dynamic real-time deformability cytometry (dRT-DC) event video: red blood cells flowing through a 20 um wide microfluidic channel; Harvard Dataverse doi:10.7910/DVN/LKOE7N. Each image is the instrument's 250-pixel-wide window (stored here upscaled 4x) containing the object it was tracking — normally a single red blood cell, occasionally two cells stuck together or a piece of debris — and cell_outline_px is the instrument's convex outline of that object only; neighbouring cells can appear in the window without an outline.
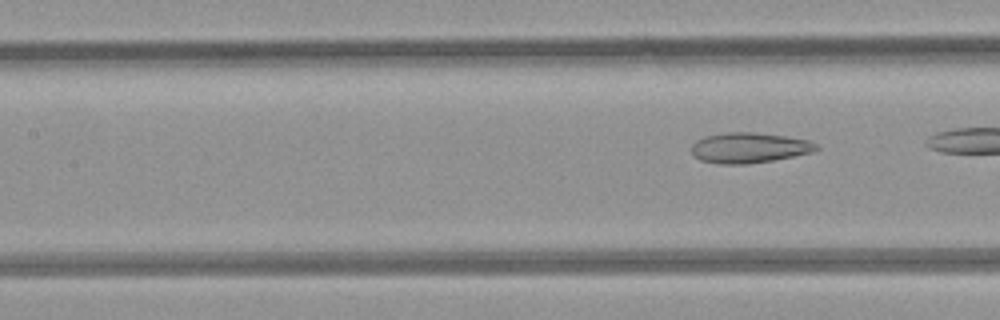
{"species": "common noctule bat (a hibernating species)", "species_latin": "Nyctalus noctula", "temperature_condition": "room temperature", "stored_images_in_passage": 5, "segment_of_instrument_passage": [2, 2], "camera_frame_rate_fps": 3000, "um_per_image_px": 0.085, "animal": {"sex": "female", "body_mass_g": 21.9}, "frame": {"image": 1, "passage_image": 5, "time_ms": 5.333, "image_size_px": [1000, 320], "cell_outline_px": [[820, 148], [812, 152], [772, 160], [748, 164], [720, 164], [700, 160], [692, 156], [692, 144], [696, 140], [704, 136], [728, 132], [752, 132], [788, 136], [808, 140], [816, 144]], "centroid_in_image_um": [63.65, 12.55], "position_along_channel_um": 143.8, "area_um2": 22.14}}